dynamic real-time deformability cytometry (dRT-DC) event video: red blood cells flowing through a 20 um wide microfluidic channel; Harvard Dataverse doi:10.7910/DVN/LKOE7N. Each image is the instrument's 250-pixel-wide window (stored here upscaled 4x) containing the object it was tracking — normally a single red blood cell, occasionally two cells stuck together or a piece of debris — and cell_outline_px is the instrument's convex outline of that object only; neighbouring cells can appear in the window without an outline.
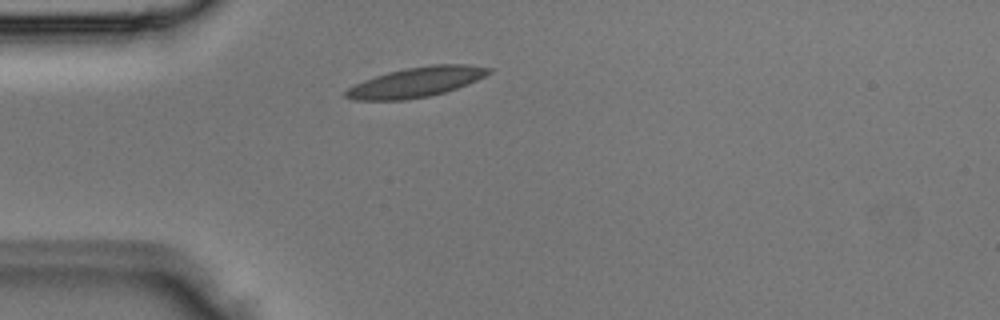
{"species": "Egyptian fruit bat (a non-hibernating species)", "species_latin": "Rousettus aegyptiacus", "temperature_condition": "room temperature", "stored_images_in_passage": 1, "camera_frame_rate_fps": 3000, "um_per_image_px": 0.085, "animal": {"sex": "male"}, "frame": {"image": 1, "passage_image": 1, "time_ms": 0.0, "image_size_px": [1000, 320], "cell_outline_px": [[492, 72], [468, 84], [444, 92], [428, 96], [404, 100], [352, 100], [344, 96], [344, 92], [348, 88], [364, 80], [388, 72], [404, 68], [432, 64], [468, 64], [492, 68]], "centroid_in_image_um": [35.38, 6.97], "position_along_channel_um": 49.6, "area_um2": 24.85}}